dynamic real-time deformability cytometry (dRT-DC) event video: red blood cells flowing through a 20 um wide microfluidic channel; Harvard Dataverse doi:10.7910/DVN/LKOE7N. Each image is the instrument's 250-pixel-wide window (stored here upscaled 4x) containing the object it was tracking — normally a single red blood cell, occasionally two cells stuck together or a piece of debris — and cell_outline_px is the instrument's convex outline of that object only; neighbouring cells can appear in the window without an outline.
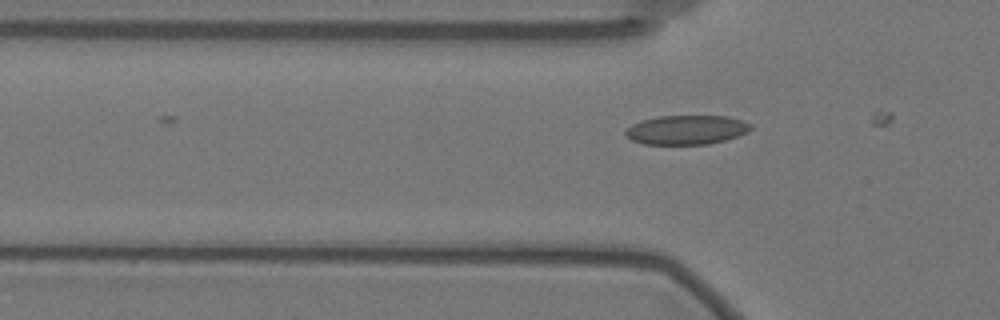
{"species": "Egyptian fruit bat (a non-hibernating species)", "species_latin": "Rousettus aegyptiacus", "temperature_condition": "warm", "stored_images_in_passage": 5, "camera_frame_rate_fps": 3000, "um_per_image_px": 0.085, "animal": {"sex": "female"}, "frame": {"image": 1, "passage_image": 5, "time_ms": 1.333, "image_size_px": [1000, 320], "cell_outline_px": [[752, 128], [748, 132], [724, 140], [708, 144], [644, 144], [632, 140], [624, 132], [632, 124], [640, 120], [660, 116], [728, 116], [752, 124]], "centroid_in_image_um": [58.35, 11.03], "position_along_channel_um": 67.4, "area_um2": 21.21}}